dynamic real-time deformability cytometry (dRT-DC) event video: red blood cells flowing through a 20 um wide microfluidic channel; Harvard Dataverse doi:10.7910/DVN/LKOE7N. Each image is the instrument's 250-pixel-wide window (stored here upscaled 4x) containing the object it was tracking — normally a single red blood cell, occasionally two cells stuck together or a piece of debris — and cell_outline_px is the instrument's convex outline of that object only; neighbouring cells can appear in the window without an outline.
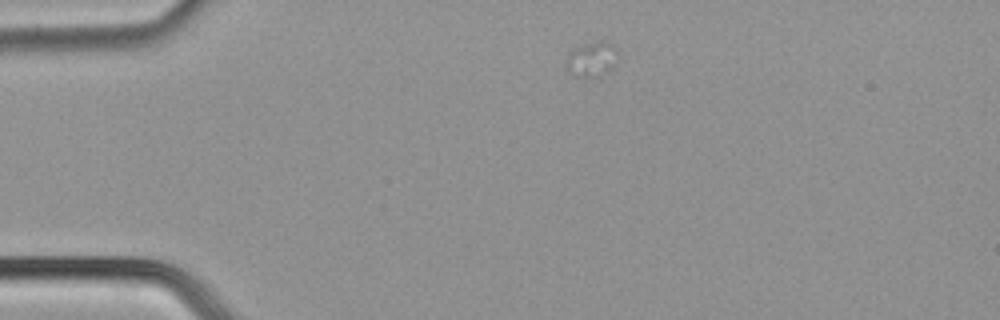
{"species": "common noctule bat (a hibernating species)", "species_latin": "Nyctalus noctula", "temperature_condition": "cold", "stored_images_in_passage": 2, "camera_frame_rate_fps": 3000, "um_per_image_px": 0.085, "animal": {"sex": "male", "body_mass_g": 21.5, "forearm_length_mm": 52.0}, "frame": {"image": 1, "passage_image": 1, "time_ms": 0.0, "image_size_px": [1000, 320], "cell_outline_px": [[616, 64], [608, 72], [600, 76], [588, 80], [576, 76], [568, 72], [564, 68], [568, 56], [576, 48], [584, 44], [600, 40], [604, 40], [616, 52]], "centroid_in_image_um": [50.26, 5.11], "position_along_channel_um": 34.7, "area_um2": 10.58}}